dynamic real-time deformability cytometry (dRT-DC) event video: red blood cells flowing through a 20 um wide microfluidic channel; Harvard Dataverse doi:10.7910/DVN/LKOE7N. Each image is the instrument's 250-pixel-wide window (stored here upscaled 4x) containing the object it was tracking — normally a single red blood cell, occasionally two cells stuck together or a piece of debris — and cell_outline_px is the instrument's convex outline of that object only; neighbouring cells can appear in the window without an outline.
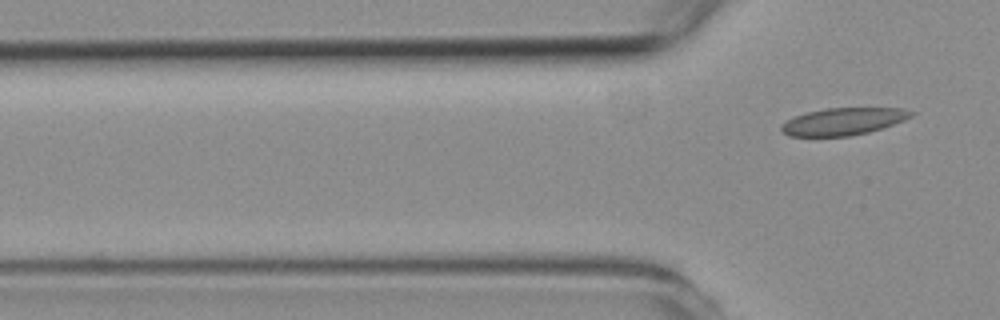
{"species": "common noctule bat (a hibernating species)", "species_latin": "Nyctalus noctula", "temperature_condition": "room temperature", "stored_images_in_passage": 4, "camera_frame_rate_fps": 3000, "um_per_image_px": 0.085, "animal": {"sex": "female", "body_mass_g": 19.3, "forearm_length_mm": 54.1}, "frame": {"image": 1, "passage_image": 4, "time_ms": 4.667, "image_size_px": [1000, 320], "cell_outline_px": [[916, 112], [912, 116], [904, 120], [868, 132], [852, 136], [788, 136], [780, 128], [788, 120], [796, 116], [808, 112], [828, 108], [900, 108]], "centroid_in_image_um": [71.7, 10.32], "position_along_channel_um": 54.1, "area_um2": 20.23}}